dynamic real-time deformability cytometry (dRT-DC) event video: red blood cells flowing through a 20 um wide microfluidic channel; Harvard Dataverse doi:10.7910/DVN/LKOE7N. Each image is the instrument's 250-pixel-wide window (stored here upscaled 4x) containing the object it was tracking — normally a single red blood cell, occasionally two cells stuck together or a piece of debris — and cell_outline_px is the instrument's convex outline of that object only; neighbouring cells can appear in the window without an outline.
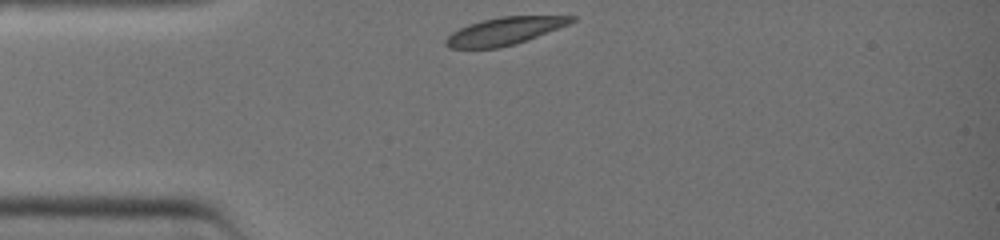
{"species": "common noctule bat (a hibernating species)", "species_latin": "Nyctalus noctula", "temperature_condition": "warm", "stored_images_in_passage": 7, "camera_frame_rate_fps": 3000, "um_per_image_px": 0.085, "animal": {"sex": "female", "body_mass_g": 19.0, "forearm_length_mm": 51.5}, "frame": {"image": 1, "passage_image": 1, "time_ms": 0.0, "image_size_px": [1000, 240], "cell_outline_px": [[576, 20], [568, 24], [528, 40], [516, 44], [500, 48], [448, 48], [444, 44], [444, 40], [452, 32], [468, 24], [500, 16], [576, 16]], "centroid_in_image_um": [42.86, 2.65], "position_along_channel_um": 42.1, "area_um2": 20.11}}
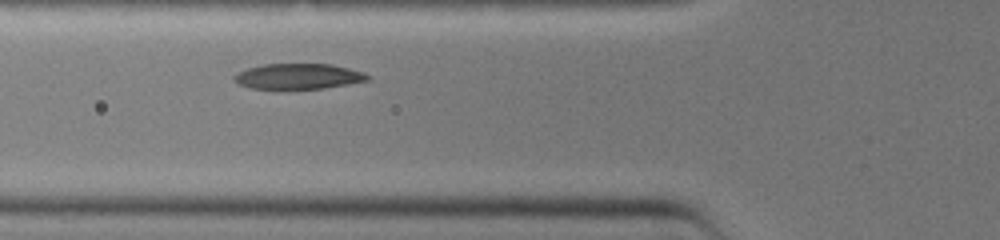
{"frame": {"image": 2, "passage_image": 6, "time_ms": 1.667, "image_size_px": [1000, 240], "cell_outline_px": [[372, 80], [324, 88], [248, 88], [236, 84], [232, 80], [232, 76], [248, 68], [264, 64], [332, 64], [364, 72], [372, 76]], "centroid_in_image_um": [25.38, 6.49], "position_along_channel_um": 100.4, "area_um2": 19.88}}